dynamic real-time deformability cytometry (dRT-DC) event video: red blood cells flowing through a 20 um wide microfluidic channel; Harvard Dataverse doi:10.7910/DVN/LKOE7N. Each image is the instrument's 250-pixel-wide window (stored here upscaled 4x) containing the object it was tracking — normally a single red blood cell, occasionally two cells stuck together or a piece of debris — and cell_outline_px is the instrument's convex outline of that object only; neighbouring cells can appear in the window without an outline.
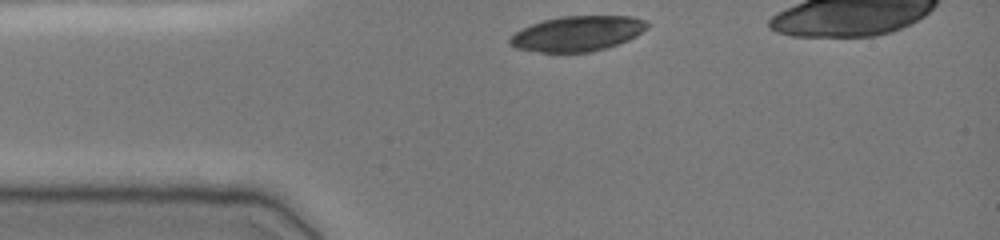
{"species": "common noctule bat (a hibernating species)", "species_latin": "Nyctalus noctula", "temperature_condition": "cold", "stored_images_in_passage": 32, "camera_frame_rate_fps": 3000, "um_per_image_px": 0.085, "animal": {"sex": "female", "body_mass_g": 19.0, "forearm_length_mm": 51.5}, "frame": {"image": 1, "passage_image": 1, "time_ms": 0.0, "image_size_px": [1000, 240], "cell_outline_px": [[648, 28], [636, 36], [628, 40], [604, 48], [588, 52], [540, 52], [516, 48], [508, 44], [508, 40], [516, 32], [532, 24], [544, 20], [560, 16], [632, 16], [648, 20]], "centroid_in_image_um": [49.1, 2.84], "position_along_channel_um": 35.9, "area_um2": 28.03}}
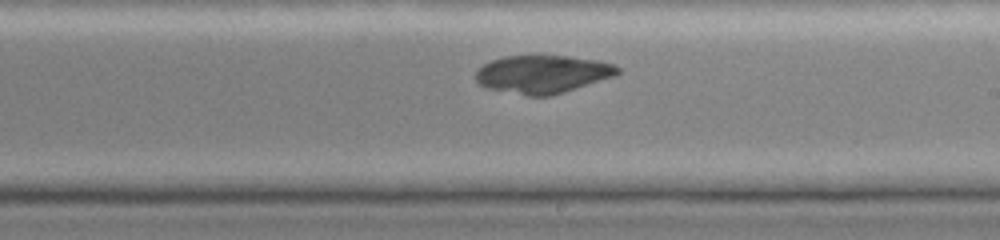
{"frame": {"image": 2, "passage_image": 19, "time_ms": 6.0, "image_size_px": [1000, 240], "cell_outline_px": [[620, 72], [616, 76], [564, 92], [548, 96], [528, 96], [488, 88], [476, 84], [472, 76], [476, 68], [492, 60], [504, 56], [540, 52], [596, 60], [616, 64], [620, 68]], "centroid_in_image_um": [46.07, 6.26], "position_along_channel_um": 242.9, "area_um2": 32.71}}
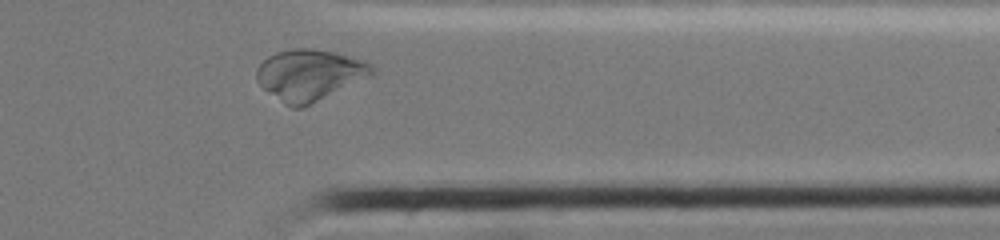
{"frame": {"image": 3, "passage_image": 30, "time_ms": 9.667, "image_size_px": [1000, 240], "cell_outline_px": [[376, 72], [372, 76], [300, 108], [292, 108], [284, 104], [268, 92], [256, 80], [256, 68], [268, 56], [276, 52], [292, 48], [312, 48], [336, 52], [364, 60], [372, 64]], "centroid_in_image_um": [26.32, 6.34], "position_along_channel_um": 385.1, "area_um2": 34.39}}